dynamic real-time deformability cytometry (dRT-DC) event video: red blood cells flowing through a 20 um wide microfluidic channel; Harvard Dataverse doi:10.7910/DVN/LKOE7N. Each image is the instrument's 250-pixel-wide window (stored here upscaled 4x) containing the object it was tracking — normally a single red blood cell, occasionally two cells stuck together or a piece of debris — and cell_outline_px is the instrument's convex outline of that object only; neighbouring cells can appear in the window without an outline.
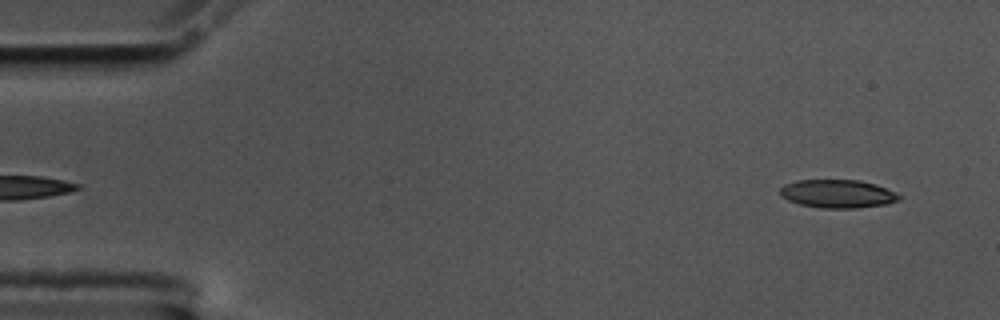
{"species": "common noctule bat (a hibernating species)", "species_latin": "Nyctalus noctula", "temperature_condition": "cold", "stored_images_in_passage": 55, "camera_frame_rate_fps": 3000, "um_per_image_px": 0.085, "animal": {"sex": "male", "body_mass_g": 17.5, "forearm_length_mm": 52.3}, "frame": {"image": 1, "passage_image": 2, "time_ms": 0.333, "image_size_px": [1000, 320], "cell_outline_px": [[900, 200], [888, 204], [856, 208], [820, 208], [800, 204], [788, 200], [780, 196], [780, 188], [784, 184], [796, 180], [860, 180], [876, 184], [896, 192], [900, 196]], "centroid_in_image_um": [71.2, 16.47], "position_along_channel_um": 13.8, "area_um2": 19.77}}
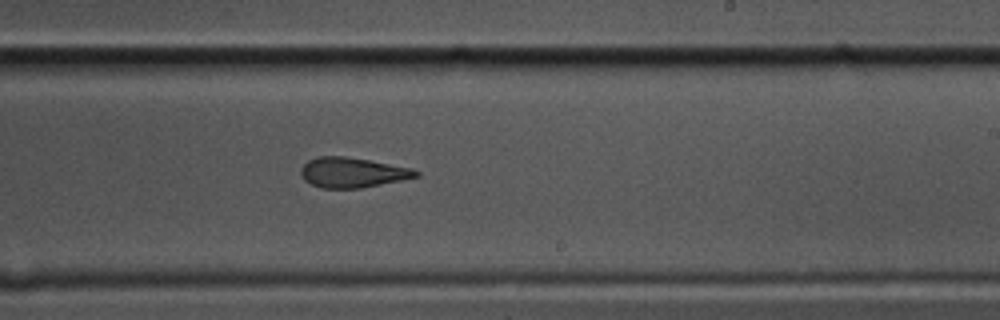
{"frame": {"image": 2, "passage_image": 32, "time_ms": 10.333, "image_size_px": [1000, 320], "cell_outline_px": [[420, 176], [360, 188], [320, 188], [304, 180], [300, 172], [300, 168], [308, 160], [320, 156], [344, 156], [368, 160], [412, 168], [420, 172]], "centroid_in_image_um": [29.93, 14.66], "position_along_channel_um": 259.1, "area_um2": 20.0}}
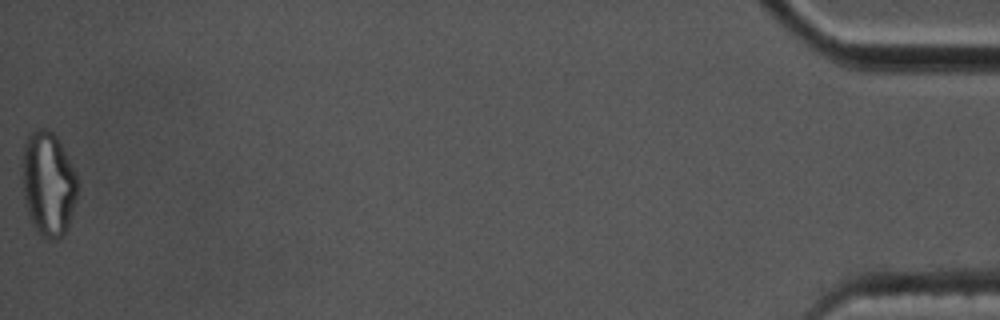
{"frame": {"image": 3, "passage_image": 55, "time_ms": 18.0, "image_size_px": [1000, 320], "cell_outline_px": [[76, 200], [68, 228], [64, 236], [56, 240], [52, 240], [40, 236], [32, 224], [24, 200], [24, 144], [28, 132], [36, 128], [48, 128], [56, 136], [76, 172]], "centroid_in_image_um": [4.11, 15.64], "position_along_channel_um": 431.1, "area_um2": 33.47}, "authors_computed_cell_mechanics": {"area_um2": 20.9236, "velocity_mm_per_s": 3.5355, "shape_relaxation_time_tau1_ms": null, "shape_relaxation_time_tau2_ms": 3.1158, "deformation_change_tau1": null, "deformation_change_tau2": 0.1165}}